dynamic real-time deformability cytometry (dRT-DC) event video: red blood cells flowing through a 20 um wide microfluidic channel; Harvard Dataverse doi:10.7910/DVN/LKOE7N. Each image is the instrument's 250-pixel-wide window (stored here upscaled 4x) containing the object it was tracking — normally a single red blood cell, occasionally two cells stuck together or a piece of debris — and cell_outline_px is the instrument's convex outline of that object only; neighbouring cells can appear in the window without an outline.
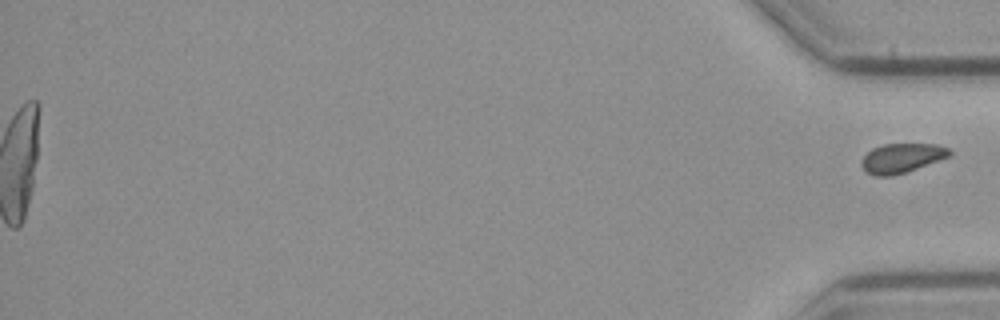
{"species": "common noctule bat (a hibernating species)", "species_latin": "Nyctalus noctula", "temperature_condition": "cold", "stored_images_in_passage": 54, "segment_of_instrument_passage": [2, 2], "camera_frame_rate_fps": 3000, "um_per_image_px": 0.085, "animal": {"sex": "male", "body_mass_g": 23.1, "forearm_length_mm": 52.7}, "frame": {"image": 1, "passage_image": 54, "time_ms": 17.667, "image_size_px": [1000, 320], "cell_outline_px": [[952, 156], [892, 176], [876, 176], [868, 172], [864, 168], [864, 156], [872, 148], [884, 144], [936, 144], [948, 148], [952, 152]], "centroid_in_image_um": [76.71, 13.42], "position_along_channel_um": 358.5, "area_um2": 14.74}}